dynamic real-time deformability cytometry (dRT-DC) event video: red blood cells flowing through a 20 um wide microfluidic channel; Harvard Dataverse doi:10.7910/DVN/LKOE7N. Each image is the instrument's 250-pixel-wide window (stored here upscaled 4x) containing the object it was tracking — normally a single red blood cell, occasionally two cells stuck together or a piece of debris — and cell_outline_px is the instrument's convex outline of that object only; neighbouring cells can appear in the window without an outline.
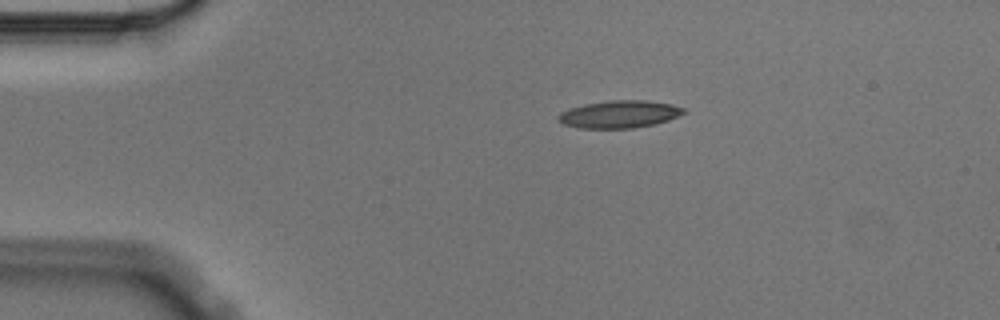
{"species": "Egyptian fruit bat (a non-hibernating species)", "species_latin": "Rousettus aegyptiacus", "temperature_condition": "cold", "stored_images_in_passage": 3, "camera_frame_rate_fps": 3000, "um_per_image_px": 0.085, "animal": {"sex": "male"}, "frame": {"image": 1, "passage_image": 1, "time_ms": 0.0, "image_size_px": [1000, 320], "cell_outline_px": [[688, 112], [668, 120], [652, 124], [632, 128], [580, 128], [564, 124], [556, 116], [560, 112], [568, 108], [584, 104], [608, 100], [644, 100], [672, 104], [688, 108]], "centroid_in_image_um": [52.67, 9.69], "position_along_channel_um": 32.3, "area_um2": 20.17}}
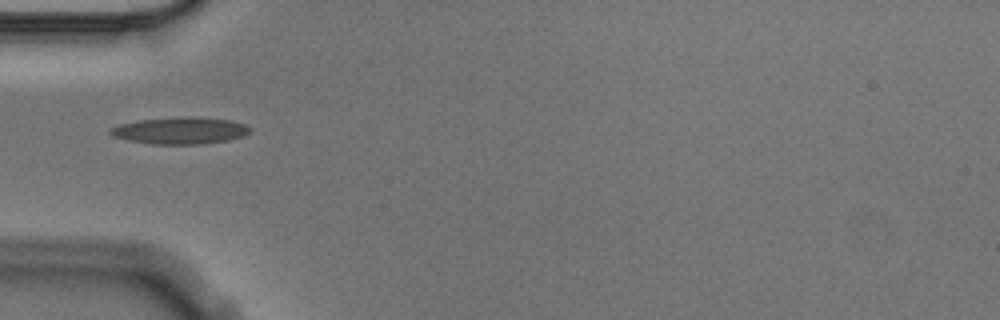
{"frame": {"image": 2, "passage_image": 3, "time_ms": 0.667, "image_size_px": [1000, 320], "cell_outline_px": [[252, 132], [244, 136], [228, 140], [200, 144], [152, 144], [128, 140], [112, 136], [108, 132], [108, 128], [120, 124], [136, 120], [180, 116], [188, 116], [228, 120], [244, 124], [252, 128]], "centroid_in_image_um": [15.29, 11.09], "position_along_channel_um": 69.7, "area_um2": 22.08}}